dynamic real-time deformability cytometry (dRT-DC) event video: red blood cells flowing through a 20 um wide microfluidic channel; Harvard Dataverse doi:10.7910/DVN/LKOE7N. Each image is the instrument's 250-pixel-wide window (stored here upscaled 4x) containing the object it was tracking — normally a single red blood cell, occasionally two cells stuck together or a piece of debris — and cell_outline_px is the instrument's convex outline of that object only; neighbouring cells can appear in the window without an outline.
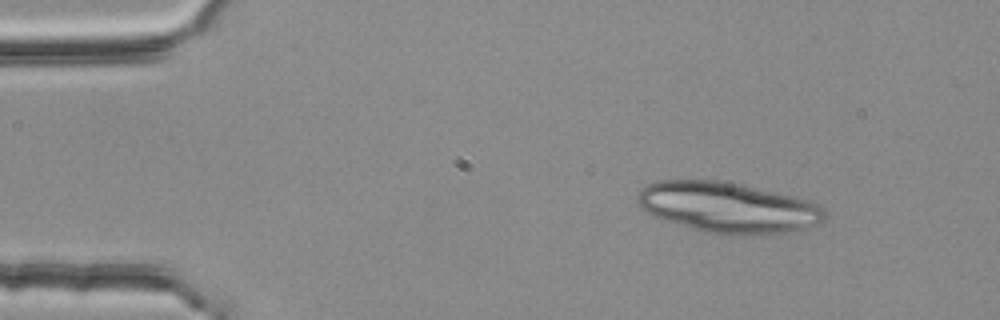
{"species": "common noctule bat (a hibernating species)", "species_latin": "Nyctalus noctula", "temperature_condition": "room temperature", "stored_images_in_passage": 4, "camera_frame_rate_fps": 3000, "um_per_image_px": 0.085, "animal": {"sex": "female", "body_mass_g": 25.1}, "frame": {"image": 1, "passage_image": 1, "time_ms": 0.0, "image_size_px": [1000, 320], "cell_outline_px": [[828, 216], [824, 224], [788, 232], [744, 236], [708, 232], [692, 228], [656, 216], [640, 208], [636, 204], [636, 196], [648, 184], [660, 180], [720, 180], [796, 196], [808, 200], [824, 208]], "centroid_in_image_um": [61.96, 17.64], "position_along_channel_um": 23.0, "area_um2": 55.31}}